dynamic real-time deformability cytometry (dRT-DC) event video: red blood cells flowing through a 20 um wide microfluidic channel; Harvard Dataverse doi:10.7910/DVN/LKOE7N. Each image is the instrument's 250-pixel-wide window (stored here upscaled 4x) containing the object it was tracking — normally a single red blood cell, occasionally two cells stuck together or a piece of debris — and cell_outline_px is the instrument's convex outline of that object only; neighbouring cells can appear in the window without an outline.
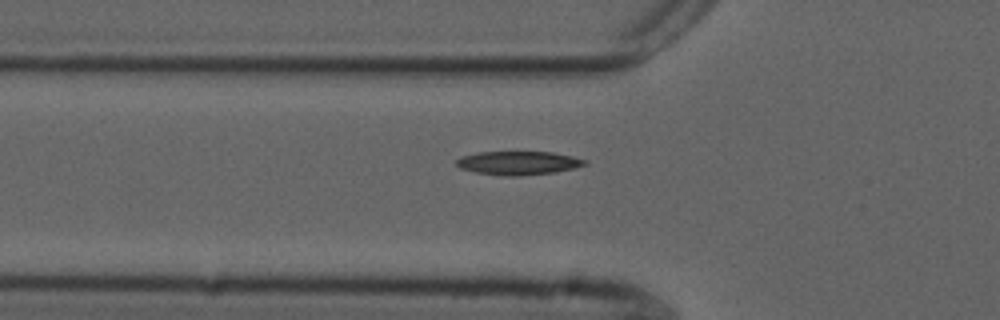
{"species": "common noctule bat (a hibernating species)", "species_latin": "Nyctalus noctula", "temperature_condition": "cold", "stored_images_in_passage": 40, "camera_frame_rate_fps": 3000, "um_per_image_px": 0.085, "animal": {"sex": "male", "forearm_length_mm": 52.5}, "frame": {"image": 1, "passage_image": 10, "time_ms": 3.0, "image_size_px": [1000, 320], "cell_outline_px": [[588, 164], [556, 172], [520, 176], [504, 176], [476, 172], [460, 168], [456, 164], [456, 160], [460, 156], [480, 152], [552, 152], [572, 156], [588, 160]], "centroid_in_image_um": [44.06, 13.85], "position_along_channel_um": 81.7, "area_um2": 17.69}}
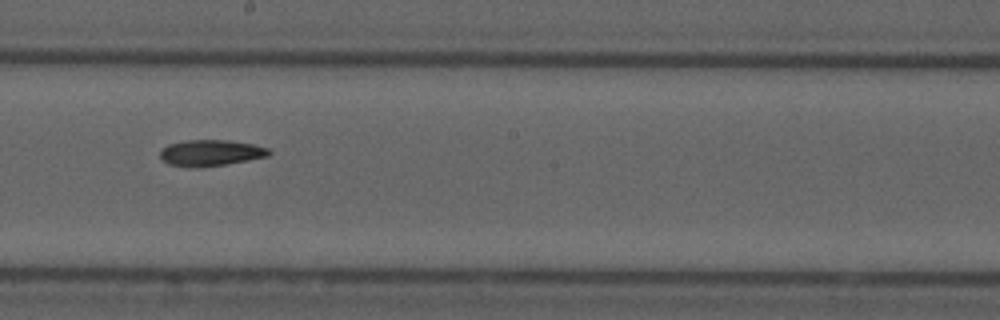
{"frame": {"image": 2, "passage_image": 22, "time_ms": 7.0, "image_size_px": [1000, 320], "cell_outline_px": [[272, 152], [268, 156], [248, 160], [224, 164], [168, 164], [160, 156], [160, 152], [168, 144], [188, 140], [228, 140], [252, 144], [268, 148]], "centroid_in_image_um": [17.98, 12.94], "position_along_channel_um": 230.2, "area_um2": 15.61}}
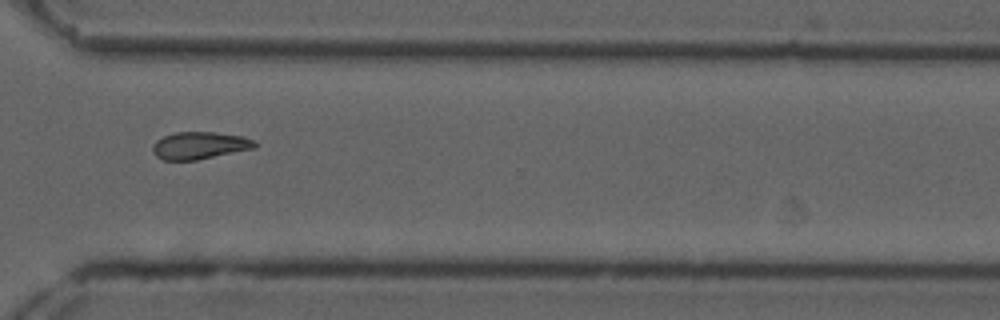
{"frame": {"image": 3, "passage_image": 32, "time_ms": 10.333, "image_size_px": [1000, 320], "cell_outline_px": [[256, 148], [196, 160], [164, 160], [156, 156], [152, 152], [152, 148], [156, 140], [164, 136], [176, 132], [216, 132], [244, 136], [256, 140]], "centroid_in_image_um": [16.99, 12.36], "position_along_channel_um": 353.6, "area_um2": 16.36}}